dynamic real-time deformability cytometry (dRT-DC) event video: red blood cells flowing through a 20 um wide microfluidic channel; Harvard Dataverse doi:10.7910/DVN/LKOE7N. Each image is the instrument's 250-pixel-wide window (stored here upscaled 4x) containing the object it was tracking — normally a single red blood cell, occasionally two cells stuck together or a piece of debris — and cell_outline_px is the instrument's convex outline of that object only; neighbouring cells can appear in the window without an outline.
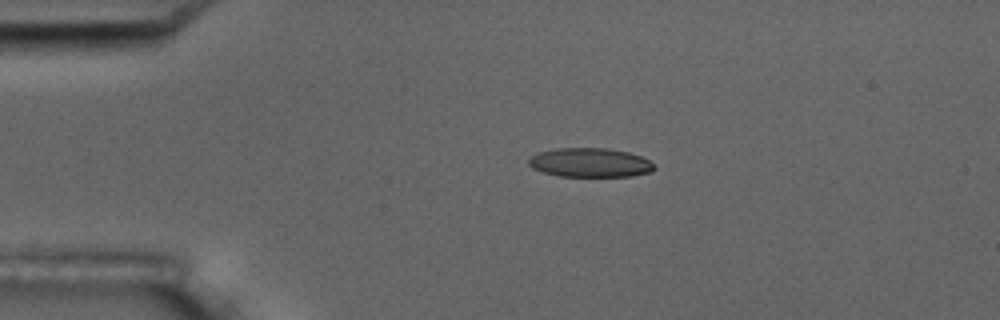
{"species": "common noctule bat (a hibernating species)", "species_latin": "Nyctalus noctula", "temperature_condition": "room temperature", "stored_images_in_passage": 4, "camera_frame_rate_fps": 3000, "um_per_image_px": 0.085, "animal": {"sex": "male", "body_mass_g": 17.5, "forearm_length_mm": 52.3}, "frame": {"image": 1, "passage_image": 3, "time_ms": 2.333, "image_size_px": [1000, 320], "cell_outline_px": [[656, 168], [648, 172], [632, 176], [560, 176], [544, 172], [532, 168], [528, 164], [528, 160], [532, 156], [540, 152], [556, 148], [608, 148], [628, 152], [640, 156], [648, 160]], "centroid_in_image_um": [50.14, 13.82], "position_along_channel_um": 34.9, "area_um2": 21.1}}